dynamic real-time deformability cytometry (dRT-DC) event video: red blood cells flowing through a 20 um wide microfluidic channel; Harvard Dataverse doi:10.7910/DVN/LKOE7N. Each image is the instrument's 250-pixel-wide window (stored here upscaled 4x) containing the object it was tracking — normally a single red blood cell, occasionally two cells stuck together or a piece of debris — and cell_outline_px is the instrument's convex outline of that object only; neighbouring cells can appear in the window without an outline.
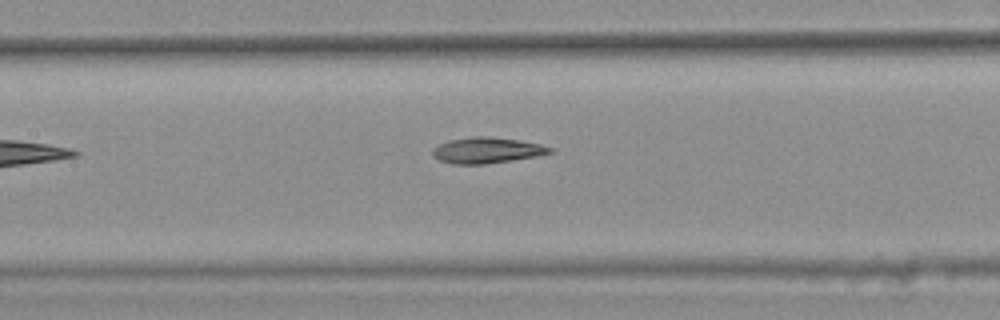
{"species": "common noctule bat (a hibernating species)", "species_latin": "Nyctalus noctula", "temperature_condition": "warm", "stored_images_in_passage": 13, "camera_frame_rate_fps": 3000, "um_per_image_px": 0.085, "animal": {"sex": "female", "body_mass_g": 25.1}, "frame": {"image": 1, "passage_image": 8, "time_ms": 2.333, "image_size_px": [1000, 320], "cell_outline_px": [[556, 152], [536, 156], [512, 160], [484, 164], [452, 164], [440, 160], [432, 156], [432, 148], [440, 144], [452, 140], [472, 136], [488, 136], [520, 140], [540, 144], [552, 148]], "centroid_in_image_um": [41.4, 12.77], "position_along_channel_um": 166.0, "area_um2": 17.69}}
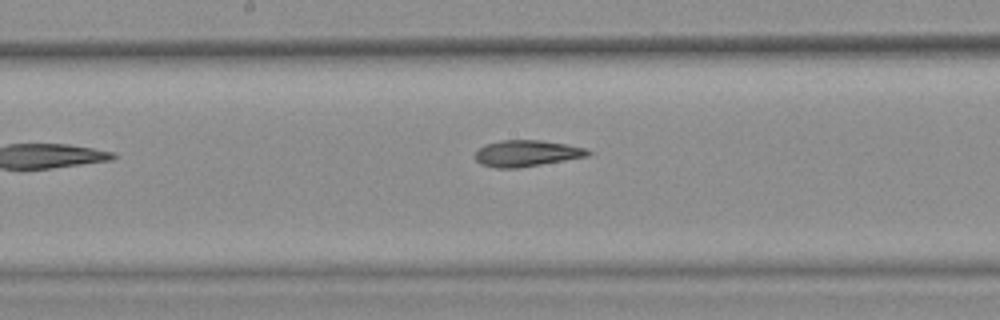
{"frame": {"image": 2, "passage_image": 11, "time_ms": 3.333, "image_size_px": [1000, 320], "cell_outline_px": [[592, 152], [588, 156], [516, 168], [496, 168], [480, 164], [476, 160], [476, 152], [484, 144], [500, 140], [540, 140], [568, 144], [584, 148]], "centroid_in_image_um": [44.74, 13.02], "position_along_channel_um": 203.5, "area_um2": 17.17}}